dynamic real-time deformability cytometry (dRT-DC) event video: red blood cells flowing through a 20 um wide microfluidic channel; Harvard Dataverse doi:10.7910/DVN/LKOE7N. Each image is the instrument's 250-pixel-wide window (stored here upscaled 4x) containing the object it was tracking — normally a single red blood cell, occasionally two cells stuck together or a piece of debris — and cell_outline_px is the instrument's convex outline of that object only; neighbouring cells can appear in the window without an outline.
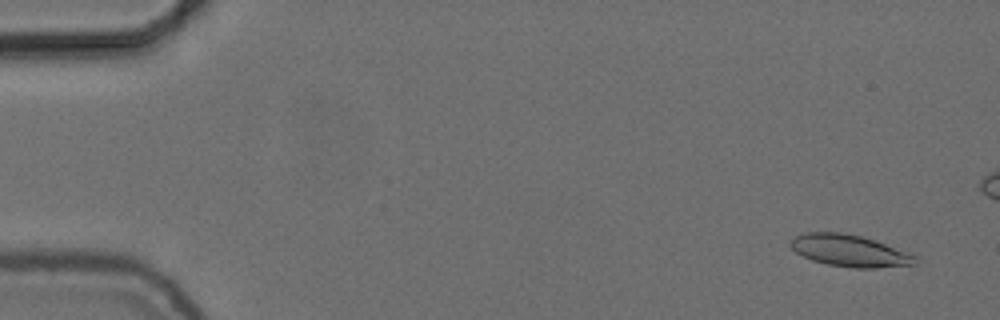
{"species": "common noctule bat (a hibernating species)", "species_latin": "Nyctalus noctula", "temperature_condition": "cold", "stored_images_in_passage": 56, "camera_frame_rate_fps": 3000, "um_per_image_px": 0.085, "animal": {"sex": "female", "body_mass_g": 24.6, "forearm_length_mm": 56.2}, "frame": {"image": 1, "passage_image": 3, "time_ms": 0.667, "image_size_px": [1000, 320], "cell_outline_px": [[916, 264], [876, 268], [852, 268], [828, 264], [812, 260], [796, 252], [788, 244], [796, 236], [804, 232], [840, 232], [860, 236], [884, 244], [916, 256]], "centroid_in_image_um": [72.17, 21.31], "position_along_channel_um": 12.8, "area_um2": 22.72}}
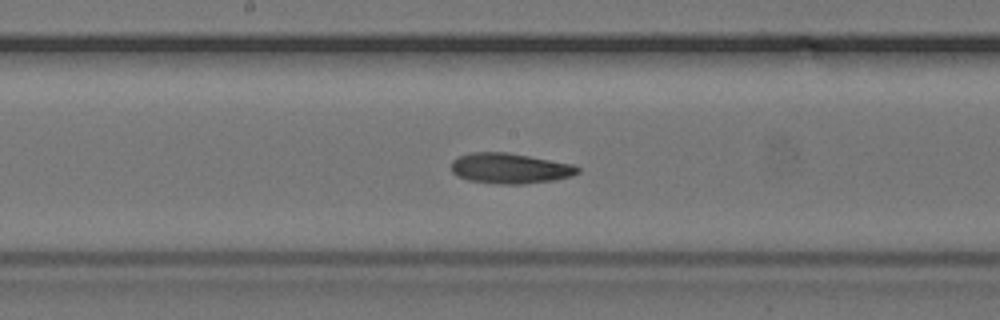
{"frame": {"image": 2, "passage_image": 29, "time_ms": 9.333, "image_size_px": [1000, 320], "cell_outline_px": [[580, 172], [572, 176], [556, 180], [524, 184], [496, 184], [468, 180], [456, 176], [452, 172], [452, 160], [460, 156], [472, 152], [508, 152], [572, 164], [580, 168]], "centroid_in_image_um": [43.35, 14.32], "position_along_channel_um": 204.8, "area_um2": 22.54}}
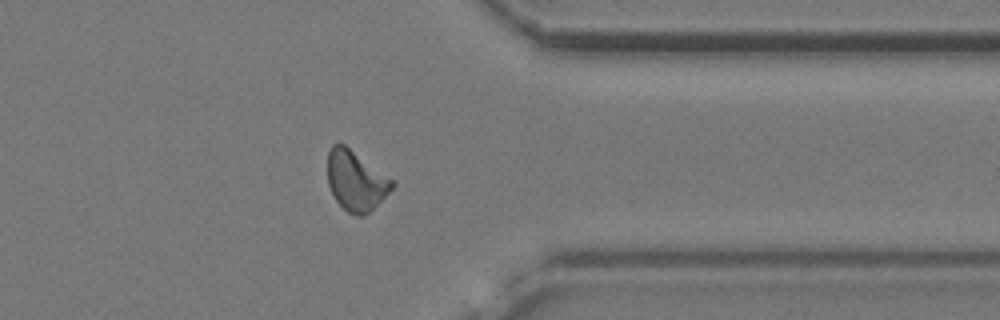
{"frame": {"image": 3, "passage_image": 44, "time_ms": 14.333, "image_size_px": [1000, 320], "cell_outline_px": [[396, 184], [368, 212], [360, 216], [356, 216], [348, 212], [336, 200], [328, 184], [328, 152], [332, 144], [344, 144], [392, 180]], "centroid_in_image_um": [30.21, 15.35], "position_along_channel_um": 381.2, "area_um2": 21.79}, "authors_computed_cell_mechanics": {"area_um2": 22.5709, "velocity_mm_per_s": 3.6941, "shape_relaxation_time_tau1_ms": 5.6098, "shape_relaxation_time_tau2_ms": 5.3023, "deformation_change_tau1": 0.1526, "deformation_change_tau2": 0.1293}}